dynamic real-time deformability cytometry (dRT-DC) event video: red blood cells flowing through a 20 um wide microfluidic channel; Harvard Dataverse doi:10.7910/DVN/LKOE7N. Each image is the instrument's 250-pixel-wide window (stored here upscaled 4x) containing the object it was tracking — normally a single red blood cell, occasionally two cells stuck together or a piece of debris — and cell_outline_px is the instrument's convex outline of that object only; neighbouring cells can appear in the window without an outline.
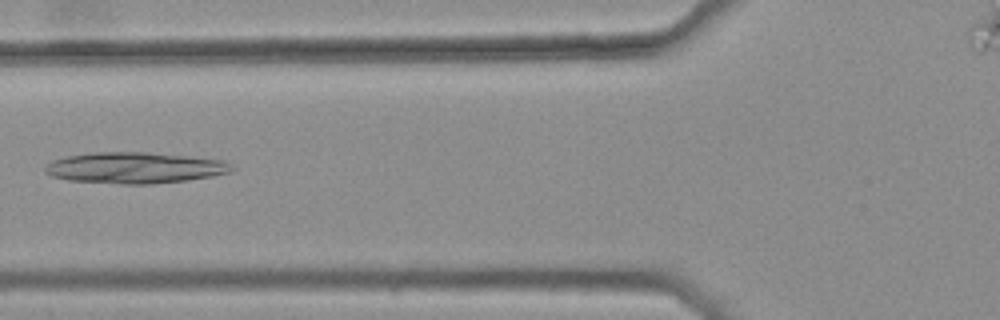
{"species": "common noctule bat (a hibernating species)", "species_latin": "Nyctalus noctula", "temperature_condition": "warm", "stored_images_in_passage": 7, "camera_frame_rate_fps": 3000, "um_per_image_px": 0.085, "animal": {"sex": "female", "body_mass_g": 25.1}, "frame": {"image": 1, "passage_image": 6, "time_ms": 1.667, "image_size_px": [1000, 320], "cell_outline_px": [[236, 168], [232, 172], [212, 176], [188, 180], [152, 184], [124, 184], [68, 180], [52, 176], [44, 172], [44, 168], [52, 160], [64, 156], [92, 152], [148, 152], [192, 156], [224, 160], [232, 164]], "centroid_in_image_um": [11.5, 14.25], "position_along_channel_um": 114.3, "area_um2": 34.28}}
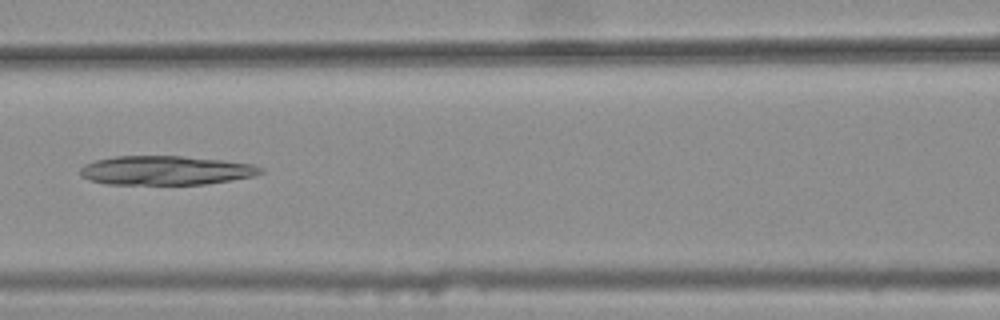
{"frame": {"image": 2, "passage_image": 7, "time_ms": 2.0, "image_size_px": [1000, 320], "cell_outline_px": [[264, 172], [252, 176], [232, 180], [204, 184], [104, 184], [88, 180], [80, 176], [80, 168], [84, 164], [96, 160], [116, 156], [184, 156], [256, 164], [264, 168]], "centroid_in_image_um": [14.08, 14.48], "position_along_channel_um": 152.5, "area_um2": 30.75}}